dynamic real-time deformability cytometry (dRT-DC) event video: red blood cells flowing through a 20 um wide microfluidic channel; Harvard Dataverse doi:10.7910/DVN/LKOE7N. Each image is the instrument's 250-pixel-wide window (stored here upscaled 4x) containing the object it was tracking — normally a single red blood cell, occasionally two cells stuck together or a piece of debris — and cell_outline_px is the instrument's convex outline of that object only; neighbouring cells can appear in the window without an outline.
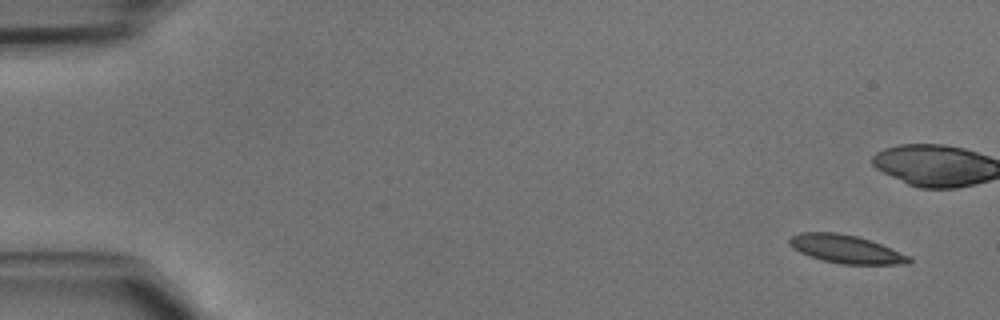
{"species": "common noctule bat (a hibernating species)", "species_latin": "Nyctalus noctula", "temperature_condition": "cold", "stored_images_in_passage": 45, "camera_frame_rate_fps": 3000, "um_per_image_px": 0.085, "animal": {"sex": "male", "body_mass_g": 15.6}, "frame": {"image": 1, "passage_image": 1, "time_ms": 0.0, "image_size_px": [1000, 320], "cell_outline_px": [[912, 260], [908, 264], [840, 264], [808, 256], [792, 248], [788, 244], [788, 240], [792, 236], [800, 232], [836, 232], [856, 236], [880, 244], [908, 256]], "centroid_in_image_um": [71.84, 21.17], "position_along_channel_um": 13.2, "area_um2": 19.42}}